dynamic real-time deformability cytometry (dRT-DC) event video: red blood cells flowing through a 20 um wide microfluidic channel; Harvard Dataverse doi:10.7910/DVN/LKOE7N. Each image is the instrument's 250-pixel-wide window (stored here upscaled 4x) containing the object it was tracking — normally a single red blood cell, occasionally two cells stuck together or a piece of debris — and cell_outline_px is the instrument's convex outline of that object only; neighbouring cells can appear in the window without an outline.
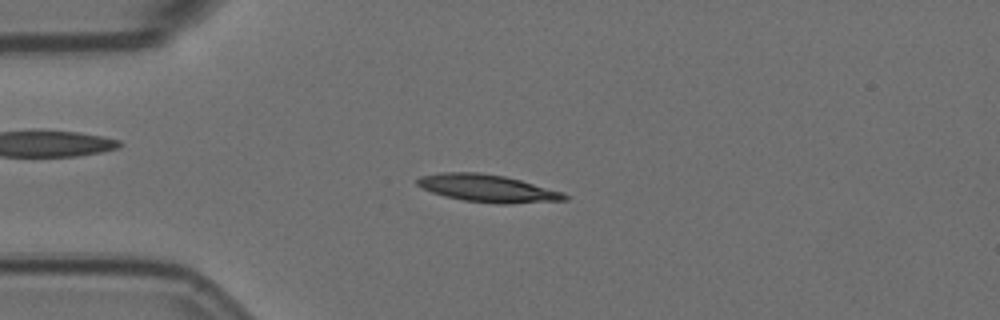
{"species": "Egyptian fruit bat (a non-hibernating species)", "species_latin": "Rousettus aegyptiacus", "temperature_condition": "room temperature", "stored_images_in_passage": 6, "camera_frame_rate_fps": 3000, "um_per_image_px": 0.085, "animal": {"sex": "female"}, "frame": {"image": 1, "passage_image": 3, "time_ms": 0.667, "image_size_px": [1000, 320], "cell_outline_px": [[568, 200], [508, 204], [496, 204], [464, 200], [444, 196], [432, 192], [416, 184], [416, 180], [420, 176], [440, 172], [480, 172], [504, 176], [520, 180], [564, 192], [568, 196]], "centroid_in_image_um": [41.46, 16.01], "position_along_channel_um": 43.5, "area_um2": 23.64}}
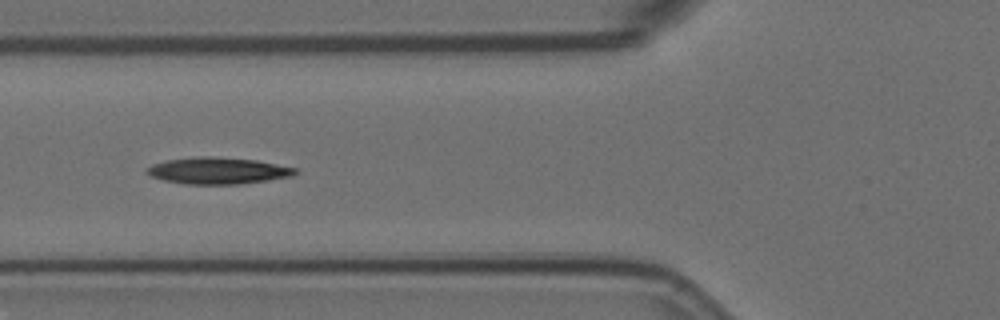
{"frame": {"image": 2, "passage_image": 5, "time_ms": 1.333, "image_size_px": [1000, 320], "cell_outline_px": [[300, 172], [292, 176], [268, 180], [236, 184], [184, 184], [164, 180], [152, 176], [144, 172], [144, 168], [152, 164], [168, 160], [200, 156], [208, 156], [256, 160], [296, 168]], "centroid_in_image_um": [18.5, 14.51], "position_along_channel_um": 107.3, "area_um2": 22.95}}
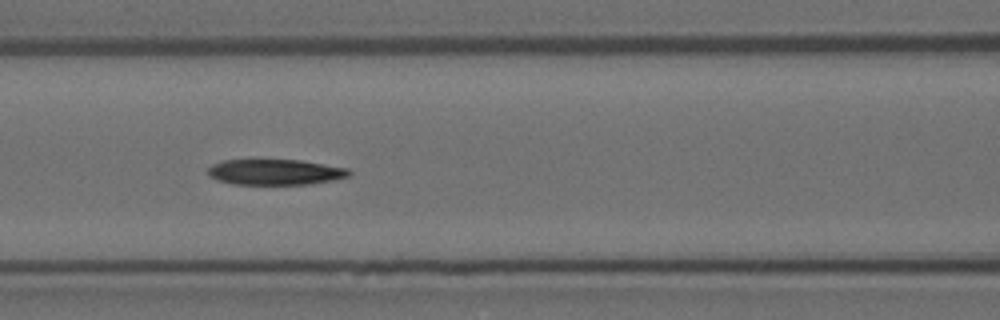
{"frame": {"image": 3, "passage_image": 6, "time_ms": 1.667, "image_size_px": [1000, 320], "cell_outline_px": [[352, 172], [348, 176], [332, 180], [308, 184], [232, 184], [216, 180], [208, 176], [208, 168], [212, 164], [224, 160], [300, 160], [348, 168]], "centroid_in_image_um": [23.36, 14.62], "position_along_channel_um": 143.2, "area_um2": 21.04}}